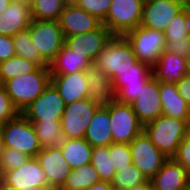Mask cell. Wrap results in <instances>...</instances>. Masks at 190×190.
<instances>
[{
    "mask_svg": "<svg viewBox=\"0 0 190 190\" xmlns=\"http://www.w3.org/2000/svg\"><path fill=\"white\" fill-rule=\"evenodd\" d=\"M86 190H114V188L110 182L100 181L93 184Z\"/></svg>",
    "mask_w": 190,
    "mask_h": 190,
    "instance_id": "f6af8a7d",
    "label": "cell"
},
{
    "mask_svg": "<svg viewBox=\"0 0 190 190\" xmlns=\"http://www.w3.org/2000/svg\"><path fill=\"white\" fill-rule=\"evenodd\" d=\"M150 180L154 190H185L190 176L174 158H168Z\"/></svg>",
    "mask_w": 190,
    "mask_h": 190,
    "instance_id": "44dd1931",
    "label": "cell"
},
{
    "mask_svg": "<svg viewBox=\"0 0 190 190\" xmlns=\"http://www.w3.org/2000/svg\"><path fill=\"white\" fill-rule=\"evenodd\" d=\"M152 77V68L140 61H137L126 71L115 73L111 81L116 90V101L123 104H131L138 98L142 86Z\"/></svg>",
    "mask_w": 190,
    "mask_h": 190,
    "instance_id": "52a82bcc",
    "label": "cell"
},
{
    "mask_svg": "<svg viewBox=\"0 0 190 190\" xmlns=\"http://www.w3.org/2000/svg\"><path fill=\"white\" fill-rule=\"evenodd\" d=\"M30 157L22 152L14 149L4 147L0 157V178L6 173L14 169H18Z\"/></svg>",
    "mask_w": 190,
    "mask_h": 190,
    "instance_id": "e575fe53",
    "label": "cell"
},
{
    "mask_svg": "<svg viewBox=\"0 0 190 190\" xmlns=\"http://www.w3.org/2000/svg\"><path fill=\"white\" fill-rule=\"evenodd\" d=\"M3 149H4V143H3V141H2V136H0V157H1V155H2Z\"/></svg>",
    "mask_w": 190,
    "mask_h": 190,
    "instance_id": "f907efd6",
    "label": "cell"
},
{
    "mask_svg": "<svg viewBox=\"0 0 190 190\" xmlns=\"http://www.w3.org/2000/svg\"><path fill=\"white\" fill-rule=\"evenodd\" d=\"M65 2H66L67 4H70V3H75L76 0H65Z\"/></svg>",
    "mask_w": 190,
    "mask_h": 190,
    "instance_id": "f5cc1de1",
    "label": "cell"
},
{
    "mask_svg": "<svg viewBox=\"0 0 190 190\" xmlns=\"http://www.w3.org/2000/svg\"><path fill=\"white\" fill-rule=\"evenodd\" d=\"M12 38L16 56L35 62L40 67H49V64L41 57L37 47L32 42L28 29L18 32Z\"/></svg>",
    "mask_w": 190,
    "mask_h": 190,
    "instance_id": "f546056e",
    "label": "cell"
},
{
    "mask_svg": "<svg viewBox=\"0 0 190 190\" xmlns=\"http://www.w3.org/2000/svg\"><path fill=\"white\" fill-rule=\"evenodd\" d=\"M63 36L69 37L98 29L102 22L74 3L66 4L58 19Z\"/></svg>",
    "mask_w": 190,
    "mask_h": 190,
    "instance_id": "ac0fdd59",
    "label": "cell"
},
{
    "mask_svg": "<svg viewBox=\"0 0 190 190\" xmlns=\"http://www.w3.org/2000/svg\"><path fill=\"white\" fill-rule=\"evenodd\" d=\"M111 31L102 24L98 29L65 37L64 44L73 52L83 55L91 64L113 38Z\"/></svg>",
    "mask_w": 190,
    "mask_h": 190,
    "instance_id": "5bb4252c",
    "label": "cell"
},
{
    "mask_svg": "<svg viewBox=\"0 0 190 190\" xmlns=\"http://www.w3.org/2000/svg\"><path fill=\"white\" fill-rule=\"evenodd\" d=\"M163 32L165 40H178L183 37H190L185 28V15L183 10L170 21Z\"/></svg>",
    "mask_w": 190,
    "mask_h": 190,
    "instance_id": "74e56055",
    "label": "cell"
},
{
    "mask_svg": "<svg viewBox=\"0 0 190 190\" xmlns=\"http://www.w3.org/2000/svg\"><path fill=\"white\" fill-rule=\"evenodd\" d=\"M3 124L1 121H0V136H1V133H2V127H3Z\"/></svg>",
    "mask_w": 190,
    "mask_h": 190,
    "instance_id": "db71d44e",
    "label": "cell"
},
{
    "mask_svg": "<svg viewBox=\"0 0 190 190\" xmlns=\"http://www.w3.org/2000/svg\"><path fill=\"white\" fill-rule=\"evenodd\" d=\"M109 154L116 171H121L133 164L129 144L112 143L109 145Z\"/></svg>",
    "mask_w": 190,
    "mask_h": 190,
    "instance_id": "d590c367",
    "label": "cell"
},
{
    "mask_svg": "<svg viewBox=\"0 0 190 190\" xmlns=\"http://www.w3.org/2000/svg\"><path fill=\"white\" fill-rule=\"evenodd\" d=\"M65 107L66 103L50 82L43 93L24 108L21 114L32 123L37 120L60 121Z\"/></svg>",
    "mask_w": 190,
    "mask_h": 190,
    "instance_id": "8fae6325",
    "label": "cell"
},
{
    "mask_svg": "<svg viewBox=\"0 0 190 190\" xmlns=\"http://www.w3.org/2000/svg\"><path fill=\"white\" fill-rule=\"evenodd\" d=\"M33 125L42 148H61L66 143L60 121L37 120Z\"/></svg>",
    "mask_w": 190,
    "mask_h": 190,
    "instance_id": "83f0119b",
    "label": "cell"
},
{
    "mask_svg": "<svg viewBox=\"0 0 190 190\" xmlns=\"http://www.w3.org/2000/svg\"><path fill=\"white\" fill-rule=\"evenodd\" d=\"M16 56L13 38L0 34V63Z\"/></svg>",
    "mask_w": 190,
    "mask_h": 190,
    "instance_id": "b9f144b4",
    "label": "cell"
},
{
    "mask_svg": "<svg viewBox=\"0 0 190 190\" xmlns=\"http://www.w3.org/2000/svg\"><path fill=\"white\" fill-rule=\"evenodd\" d=\"M88 98L98 106H107L116 101V90L111 78L105 72L91 64L86 69Z\"/></svg>",
    "mask_w": 190,
    "mask_h": 190,
    "instance_id": "ffe728a7",
    "label": "cell"
},
{
    "mask_svg": "<svg viewBox=\"0 0 190 190\" xmlns=\"http://www.w3.org/2000/svg\"><path fill=\"white\" fill-rule=\"evenodd\" d=\"M185 190H190V182H189L188 186L185 188Z\"/></svg>",
    "mask_w": 190,
    "mask_h": 190,
    "instance_id": "11a10c76",
    "label": "cell"
},
{
    "mask_svg": "<svg viewBox=\"0 0 190 190\" xmlns=\"http://www.w3.org/2000/svg\"><path fill=\"white\" fill-rule=\"evenodd\" d=\"M0 190H52L50 187H32V188H20V189H0Z\"/></svg>",
    "mask_w": 190,
    "mask_h": 190,
    "instance_id": "c3c4849f",
    "label": "cell"
},
{
    "mask_svg": "<svg viewBox=\"0 0 190 190\" xmlns=\"http://www.w3.org/2000/svg\"><path fill=\"white\" fill-rule=\"evenodd\" d=\"M187 0L176 1H145L142 12L141 26L164 31L170 21L182 11Z\"/></svg>",
    "mask_w": 190,
    "mask_h": 190,
    "instance_id": "2e32d148",
    "label": "cell"
},
{
    "mask_svg": "<svg viewBox=\"0 0 190 190\" xmlns=\"http://www.w3.org/2000/svg\"><path fill=\"white\" fill-rule=\"evenodd\" d=\"M145 1L160 2V1H176V0H145Z\"/></svg>",
    "mask_w": 190,
    "mask_h": 190,
    "instance_id": "816d5d0a",
    "label": "cell"
},
{
    "mask_svg": "<svg viewBox=\"0 0 190 190\" xmlns=\"http://www.w3.org/2000/svg\"><path fill=\"white\" fill-rule=\"evenodd\" d=\"M60 149L72 169L91 163L93 147L84 138L67 139Z\"/></svg>",
    "mask_w": 190,
    "mask_h": 190,
    "instance_id": "4316f807",
    "label": "cell"
},
{
    "mask_svg": "<svg viewBox=\"0 0 190 190\" xmlns=\"http://www.w3.org/2000/svg\"><path fill=\"white\" fill-rule=\"evenodd\" d=\"M98 107L89 98L66 105L60 123L62 133L67 139L84 138L87 127Z\"/></svg>",
    "mask_w": 190,
    "mask_h": 190,
    "instance_id": "30bf717a",
    "label": "cell"
},
{
    "mask_svg": "<svg viewBox=\"0 0 190 190\" xmlns=\"http://www.w3.org/2000/svg\"><path fill=\"white\" fill-rule=\"evenodd\" d=\"M109 113L113 143L130 144L143 131L131 104L111 102Z\"/></svg>",
    "mask_w": 190,
    "mask_h": 190,
    "instance_id": "9c48e42d",
    "label": "cell"
},
{
    "mask_svg": "<svg viewBox=\"0 0 190 190\" xmlns=\"http://www.w3.org/2000/svg\"><path fill=\"white\" fill-rule=\"evenodd\" d=\"M173 158L185 168L190 176V137L188 135L181 141Z\"/></svg>",
    "mask_w": 190,
    "mask_h": 190,
    "instance_id": "60d3db41",
    "label": "cell"
},
{
    "mask_svg": "<svg viewBox=\"0 0 190 190\" xmlns=\"http://www.w3.org/2000/svg\"><path fill=\"white\" fill-rule=\"evenodd\" d=\"M132 162L146 177L151 179L168 159L142 131L130 144Z\"/></svg>",
    "mask_w": 190,
    "mask_h": 190,
    "instance_id": "7c38bea8",
    "label": "cell"
},
{
    "mask_svg": "<svg viewBox=\"0 0 190 190\" xmlns=\"http://www.w3.org/2000/svg\"><path fill=\"white\" fill-rule=\"evenodd\" d=\"M101 179L91 163L72 169L59 190H86Z\"/></svg>",
    "mask_w": 190,
    "mask_h": 190,
    "instance_id": "f1b7e54d",
    "label": "cell"
},
{
    "mask_svg": "<svg viewBox=\"0 0 190 190\" xmlns=\"http://www.w3.org/2000/svg\"><path fill=\"white\" fill-rule=\"evenodd\" d=\"M30 3L32 20L37 21H58L67 4L65 0H32Z\"/></svg>",
    "mask_w": 190,
    "mask_h": 190,
    "instance_id": "4dcf8cb0",
    "label": "cell"
},
{
    "mask_svg": "<svg viewBox=\"0 0 190 190\" xmlns=\"http://www.w3.org/2000/svg\"><path fill=\"white\" fill-rule=\"evenodd\" d=\"M147 177L135 166L131 165L121 171H116L112 186L116 190H126L129 187L146 182Z\"/></svg>",
    "mask_w": 190,
    "mask_h": 190,
    "instance_id": "836d02e7",
    "label": "cell"
},
{
    "mask_svg": "<svg viewBox=\"0 0 190 190\" xmlns=\"http://www.w3.org/2000/svg\"><path fill=\"white\" fill-rule=\"evenodd\" d=\"M109 105L99 106L87 127L84 139L92 146H109L113 143Z\"/></svg>",
    "mask_w": 190,
    "mask_h": 190,
    "instance_id": "cb8c5ba5",
    "label": "cell"
},
{
    "mask_svg": "<svg viewBox=\"0 0 190 190\" xmlns=\"http://www.w3.org/2000/svg\"><path fill=\"white\" fill-rule=\"evenodd\" d=\"M51 83L56 87L66 105L88 98L86 70L72 74H51Z\"/></svg>",
    "mask_w": 190,
    "mask_h": 190,
    "instance_id": "7402d4cb",
    "label": "cell"
},
{
    "mask_svg": "<svg viewBox=\"0 0 190 190\" xmlns=\"http://www.w3.org/2000/svg\"><path fill=\"white\" fill-rule=\"evenodd\" d=\"M186 76L190 77V55L186 57Z\"/></svg>",
    "mask_w": 190,
    "mask_h": 190,
    "instance_id": "681fc988",
    "label": "cell"
},
{
    "mask_svg": "<svg viewBox=\"0 0 190 190\" xmlns=\"http://www.w3.org/2000/svg\"><path fill=\"white\" fill-rule=\"evenodd\" d=\"M177 90L180 96L186 101L190 108V77L183 76L176 82Z\"/></svg>",
    "mask_w": 190,
    "mask_h": 190,
    "instance_id": "7bdbcfd3",
    "label": "cell"
},
{
    "mask_svg": "<svg viewBox=\"0 0 190 190\" xmlns=\"http://www.w3.org/2000/svg\"><path fill=\"white\" fill-rule=\"evenodd\" d=\"M49 187L45 173L36 157L29 158L18 169L6 172L0 178V189Z\"/></svg>",
    "mask_w": 190,
    "mask_h": 190,
    "instance_id": "4fadbf2b",
    "label": "cell"
},
{
    "mask_svg": "<svg viewBox=\"0 0 190 190\" xmlns=\"http://www.w3.org/2000/svg\"><path fill=\"white\" fill-rule=\"evenodd\" d=\"M132 108L139 122L144 126L163 114L160 100L159 81L153 76L144 86Z\"/></svg>",
    "mask_w": 190,
    "mask_h": 190,
    "instance_id": "e0dca14e",
    "label": "cell"
},
{
    "mask_svg": "<svg viewBox=\"0 0 190 190\" xmlns=\"http://www.w3.org/2000/svg\"><path fill=\"white\" fill-rule=\"evenodd\" d=\"M20 114L19 110L13 105L11 98L6 90L0 87V121L6 123Z\"/></svg>",
    "mask_w": 190,
    "mask_h": 190,
    "instance_id": "f35d334b",
    "label": "cell"
},
{
    "mask_svg": "<svg viewBox=\"0 0 190 190\" xmlns=\"http://www.w3.org/2000/svg\"><path fill=\"white\" fill-rule=\"evenodd\" d=\"M36 159L45 173L48 186L52 190H59L72 170L64 159L62 150L52 147L42 148L36 155Z\"/></svg>",
    "mask_w": 190,
    "mask_h": 190,
    "instance_id": "9a60e30c",
    "label": "cell"
},
{
    "mask_svg": "<svg viewBox=\"0 0 190 190\" xmlns=\"http://www.w3.org/2000/svg\"><path fill=\"white\" fill-rule=\"evenodd\" d=\"M189 124L182 119L161 115L143 126L151 142L168 158H173L188 135Z\"/></svg>",
    "mask_w": 190,
    "mask_h": 190,
    "instance_id": "6da1fadb",
    "label": "cell"
},
{
    "mask_svg": "<svg viewBox=\"0 0 190 190\" xmlns=\"http://www.w3.org/2000/svg\"><path fill=\"white\" fill-rule=\"evenodd\" d=\"M28 31L41 57L50 64L62 49L65 42L58 21L32 20Z\"/></svg>",
    "mask_w": 190,
    "mask_h": 190,
    "instance_id": "ba28073f",
    "label": "cell"
},
{
    "mask_svg": "<svg viewBox=\"0 0 190 190\" xmlns=\"http://www.w3.org/2000/svg\"><path fill=\"white\" fill-rule=\"evenodd\" d=\"M109 146L93 147L91 164L97 170L101 181L112 182L116 173L110 159Z\"/></svg>",
    "mask_w": 190,
    "mask_h": 190,
    "instance_id": "d6a6232c",
    "label": "cell"
},
{
    "mask_svg": "<svg viewBox=\"0 0 190 190\" xmlns=\"http://www.w3.org/2000/svg\"><path fill=\"white\" fill-rule=\"evenodd\" d=\"M152 73L159 82L176 84L186 76V58L164 50L152 67Z\"/></svg>",
    "mask_w": 190,
    "mask_h": 190,
    "instance_id": "603a6c76",
    "label": "cell"
},
{
    "mask_svg": "<svg viewBox=\"0 0 190 190\" xmlns=\"http://www.w3.org/2000/svg\"><path fill=\"white\" fill-rule=\"evenodd\" d=\"M31 21V3L12 0L9 7L0 14V34L13 37L18 32L28 29Z\"/></svg>",
    "mask_w": 190,
    "mask_h": 190,
    "instance_id": "d6986e66",
    "label": "cell"
},
{
    "mask_svg": "<svg viewBox=\"0 0 190 190\" xmlns=\"http://www.w3.org/2000/svg\"><path fill=\"white\" fill-rule=\"evenodd\" d=\"M137 61L128 40L124 36H113L92 64L112 78L115 73L126 71Z\"/></svg>",
    "mask_w": 190,
    "mask_h": 190,
    "instance_id": "3957f363",
    "label": "cell"
},
{
    "mask_svg": "<svg viewBox=\"0 0 190 190\" xmlns=\"http://www.w3.org/2000/svg\"><path fill=\"white\" fill-rule=\"evenodd\" d=\"M165 51L177 54L183 58L190 55V37H183L178 40H165Z\"/></svg>",
    "mask_w": 190,
    "mask_h": 190,
    "instance_id": "ab89813d",
    "label": "cell"
},
{
    "mask_svg": "<svg viewBox=\"0 0 190 190\" xmlns=\"http://www.w3.org/2000/svg\"><path fill=\"white\" fill-rule=\"evenodd\" d=\"M11 1L12 0H0V14L9 7Z\"/></svg>",
    "mask_w": 190,
    "mask_h": 190,
    "instance_id": "7dc6e473",
    "label": "cell"
},
{
    "mask_svg": "<svg viewBox=\"0 0 190 190\" xmlns=\"http://www.w3.org/2000/svg\"><path fill=\"white\" fill-rule=\"evenodd\" d=\"M163 115L185 120L190 125V108L180 96L176 84L159 82Z\"/></svg>",
    "mask_w": 190,
    "mask_h": 190,
    "instance_id": "d4e9b609",
    "label": "cell"
},
{
    "mask_svg": "<svg viewBox=\"0 0 190 190\" xmlns=\"http://www.w3.org/2000/svg\"><path fill=\"white\" fill-rule=\"evenodd\" d=\"M1 136L4 147L14 148L30 158L36 157L42 149L33 123L21 113L3 124Z\"/></svg>",
    "mask_w": 190,
    "mask_h": 190,
    "instance_id": "277c9868",
    "label": "cell"
},
{
    "mask_svg": "<svg viewBox=\"0 0 190 190\" xmlns=\"http://www.w3.org/2000/svg\"><path fill=\"white\" fill-rule=\"evenodd\" d=\"M124 37L133 48L138 61L148 64L151 68L156 64L165 50L164 32L138 26L126 33Z\"/></svg>",
    "mask_w": 190,
    "mask_h": 190,
    "instance_id": "8992f818",
    "label": "cell"
},
{
    "mask_svg": "<svg viewBox=\"0 0 190 190\" xmlns=\"http://www.w3.org/2000/svg\"><path fill=\"white\" fill-rule=\"evenodd\" d=\"M126 190H154V189L151 180L148 179L146 182L129 187Z\"/></svg>",
    "mask_w": 190,
    "mask_h": 190,
    "instance_id": "bcb514c9",
    "label": "cell"
},
{
    "mask_svg": "<svg viewBox=\"0 0 190 190\" xmlns=\"http://www.w3.org/2000/svg\"><path fill=\"white\" fill-rule=\"evenodd\" d=\"M91 63L83 56L73 52L65 44L55 59L49 64L50 74H72L85 71Z\"/></svg>",
    "mask_w": 190,
    "mask_h": 190,
    "instance_id": "484cf974",
    "label": "cell"
},
{
    "mask_svg": "<svg viewBox=\"0 0 190 190\" xmlns=\"http://www.w3.org/2000/svg\"><path fill=\"white\" fill-rule=\"evenodd\" d=\"M182 10L185 15V28L187 30V34L190 36V0H187L183 5Z\"/></svg>",
    "mask_w": 190,
    "mask_h": 190,
    "instance_id": "ee69618b",
    "label": "cell"
},
{
    "mask_svg": "<svg viewBox=\"0 0 190 190\" xmlns=\"http://www.w3.org/2000/svg\"><path fill=\"white\" fill-rule=\"evenodd\" d=\"M145 0H112L104 24L114 36H124L141 25Z\"/></svg>",
    "mask_w": 190,
    "mask_h": 190,
    "instance_id": "5b68a950",
    "label": "cell"
},
{
    "mask_svg": "<svg viewBox=\"0 0 190 190\" xmlns=\"http://www.w3.org/2000/svg\"><path fill=\"white\" fill-rule=\"evenodd\" d=\"M188 136L190 137V126H189V130H188Z\"/></svg>",
    "mask_w": 190,
    "mask_h": 190,
    "instance_id": "9f6ffc18",
    "label": "cell"
},
{
    "mask_svg": "<svg viewBox=\"0 0 190 190\" xmlns=\"http://www.w3.org/2000/svg\"><path fill=\"white\" fill-rule=\"evenodd\" d=\"M39 65L25 58L14 56L0 63V82L34 72Z\"/></svg>",
    "mask_w": 190,
    "mask_h": 190,
    "instance_id": "1f68e13d",
    "label": "cell"
},
{
    "mask_svg": "<svg viewBox=\"0 0 190 190\" xmlns=\"http://www.w3.org/2000/svg\"><path fill=\"white\" fill-rule=\"evenodd\" d=\"M51 82L49 67H38L34 72L11 78L2 84L13 105L21 113Z\"/></svg>",
    "mask_w": 190,
    "mask_h": 190,
    "instance_id": "7a4b0ae2",
    "label": "cell"
},
{
    "mask_svg": "<svg viewBox=\"0 0 190 190\" xmlns=\"http://www.w3.org/2000/svg\"><path fill=\"white\" fill-rule=\"evenodd\" d=\"M111 1L112 0H76L74 4L103 23L110 9Z\"/></svg>",
    "mask_w": 190,
    "mask_h": 190,
    "instance_id": "8d00e7d4",
    "label": "cell"
}]
</instances>
